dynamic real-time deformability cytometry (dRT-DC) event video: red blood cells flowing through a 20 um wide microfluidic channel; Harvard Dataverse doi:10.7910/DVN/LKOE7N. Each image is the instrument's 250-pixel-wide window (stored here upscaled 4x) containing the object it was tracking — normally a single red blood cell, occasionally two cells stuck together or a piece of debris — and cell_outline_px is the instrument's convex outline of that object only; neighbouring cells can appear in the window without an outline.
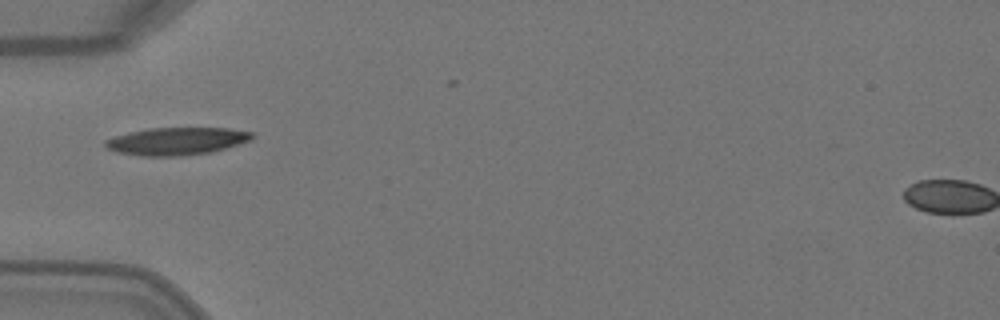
{"species": "Egyptian fruit bat (a non-hibernating species)", "species_latin": "Rousettus aegyptiacus", "temperature_condition": "warm", "stored_images_in_passage": 6, "camera_frame_rate_fps": 3000, "um_per_image_px": 0.085, "animal": {"sex": "female"}, "frame": {"image": 1, "passage_image": 5, "time_ms": 1.333, "image_size_px": [1000, 320], "cell_outline_px": [[256, 136], [252, 140], [212, 152], [184, 156], [140, 156], [116, 152], [108, 148], [104, 144], [104, 140], [128, 132], [148, 128], [228, 128], [252, 132]], "centroid_in_image_um": [15.03, 12.0], "position_along_channel_um": 70.0, "area_um2": 23.76}}